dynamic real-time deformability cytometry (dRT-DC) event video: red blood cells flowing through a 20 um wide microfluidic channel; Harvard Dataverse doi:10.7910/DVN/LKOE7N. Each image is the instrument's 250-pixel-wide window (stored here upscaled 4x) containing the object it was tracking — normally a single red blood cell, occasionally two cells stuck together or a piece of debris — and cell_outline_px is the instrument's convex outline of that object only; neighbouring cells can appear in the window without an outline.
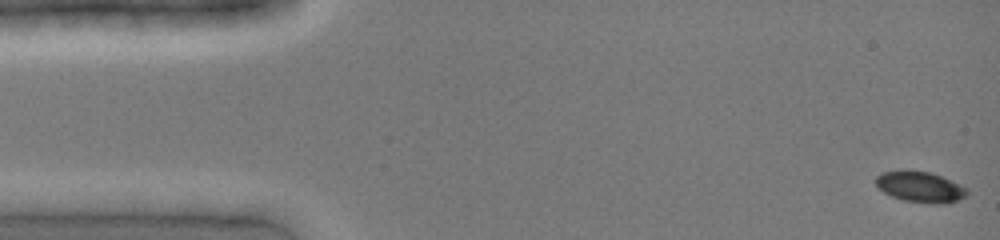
{"species": "common noctule bat (a hibernating species)", "species_latin": "Nyctalus noctula", "temperature_condition": "cold", "stored_images_in_passage": 28, "camera_frame_rate_fps": 3000, "um_per_image_px": 0.085, "animal": {"sex": "female", "body_mass_g": 19.0, "forearm_length_mm": 51.5}, "frame": {"image": 1, "passage_image": 1, "time_ms": 0.0, "image_size_px": [1000, 240], "cell_outline_px": [[968, 196], [948, 204], [936, 204], [904, 200], [892, 196], [884, 192], [876, 184], [876, 176], [884, 172], [900, 168], [904, 168], [928, 172], [940, 176], [960, 184], [968, 188]], "centroid_in_image_um": [78.24, 15.87], "position_along_channel_um": 6.8, "area_um2": 16.65}}
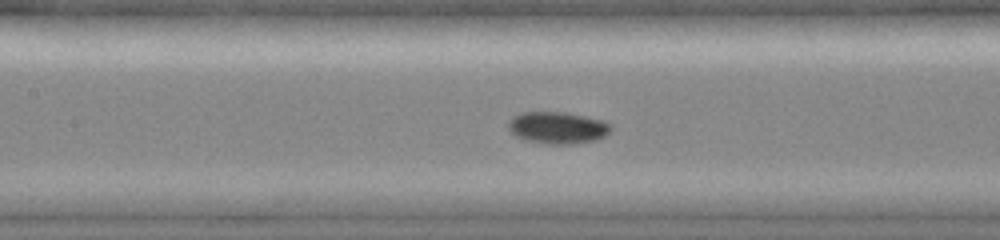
{"frame": {"image": 2, "passage_image": 19, "time_ms": 6.0, "image_size_px": [1000, 240], "cell_outline_px": [[612, 128], [604, 136], [596, 140], [576, 144], [544, 144], [524, 140], [516, 136], [508, 128], [508, 124], [516, 116], [524, 112], [564, 112], [584, 116], [600, 120], [612, 124]], "centroid_in_image_um": [47.42, 10.87], "position_along_channel_um": 160.0, "area_um2": 18.96}}
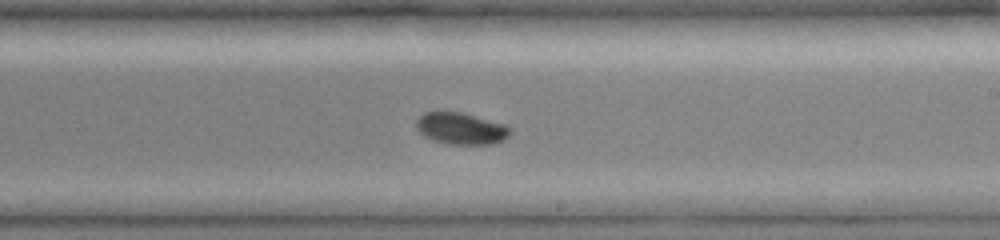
{"frame": {"image": 3, "passage_image": 25, "time_ms": 8.0, "image_size_px": [1000, 240], "cell_outline_px": [[512, 132], [508, 136], [492, 144], [448, 144], [432, 140], [424, 136], [416, 128], [416, 120], [424, 112], [464, 112], [504, 124], [512, 128]], "centroid_in_image_um": [39.18, 10.92], "position_along_channel_um": 249.8, "area_um2": 17.4}}